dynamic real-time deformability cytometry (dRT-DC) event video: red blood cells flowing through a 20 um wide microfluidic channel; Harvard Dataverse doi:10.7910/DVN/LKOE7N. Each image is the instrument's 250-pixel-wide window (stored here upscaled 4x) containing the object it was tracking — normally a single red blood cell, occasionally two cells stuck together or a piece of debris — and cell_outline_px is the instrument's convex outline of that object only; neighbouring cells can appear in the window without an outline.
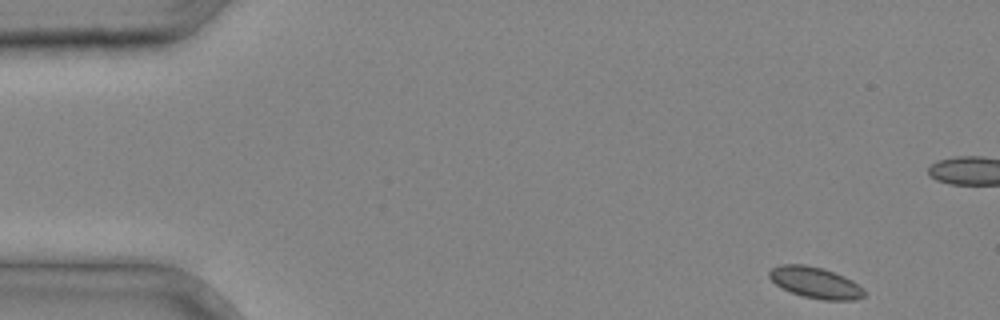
{"species": "common noctule bat (a hibernating species)", "species_latin": "Nyctalus noctula", "temperature_condition": "cold", "stored_images_in_passage": 30, "camera_frame_rate_fps": 3000, "um_per_image_px": 0.085, "animal": {"sex": "male", "body_mass_g": 20.4}, "frame": {"image": 1, "passage_image": 1, "time_ms": 0.0, "image_size_px": [1000, 320], "cell_outline_px": [[864, 296], [852, 300], [824, 300], [804, 296], [780, 288], [768, 276], [768, 272], [772, 268], [780, 264], [804, 264], [824, 268], [844, 276], [852, 280], [864, 288]], "centroid_in_image_um": [69.29, 24.01], "position_along_channel_um": 15.7, "area_um2": 17.28}}
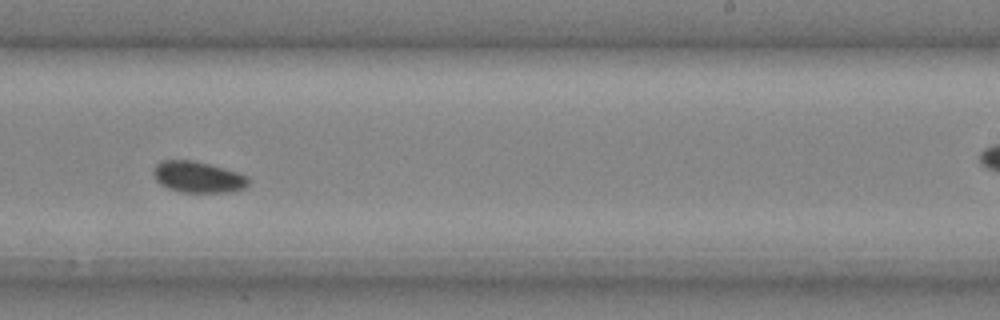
{"frame": {"image": 2, "passage_image": 22, "time_ms": 7.0, "image_size_px": [1000, 320], "cell_outline_px": [[248, 184], [244, 188], [228, 192], [180, 192], [168, 188], [160, 184], [156, 180], [152, 172], [156, 164], [160, 160], [192, 160], [224, 168], [248, 176]], "centroid_in_image_um": [16.79, 15.04], "position_along_channel_um": 272.2, "area_um2": 17.22}}
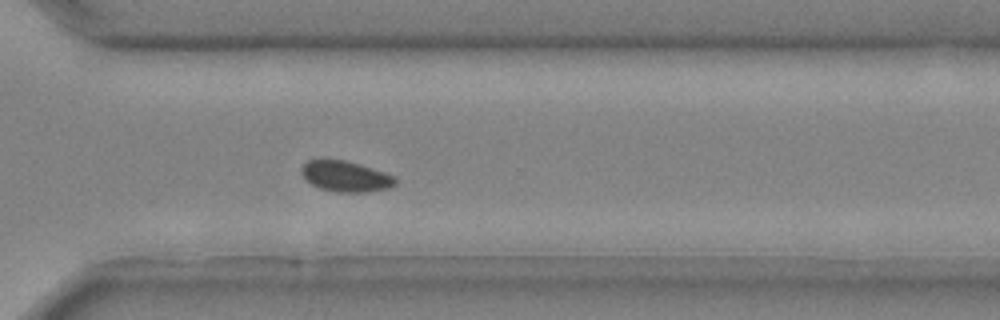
{"frame": {"image": 3, "passage_image": 26, "time_ms": 8.333, "image_size_px": [1000, 320], "cell_outline_px": [[396, 184], [388, 188], [368, 192], [336, 192], [320, 188], [312, 184], [300, 172], [300, 168], [308, 160], [344, 160], [360, 164], [396, 176]], "centroid_in_image_um": [29.4, 14.99], "position_along_channel_um": 341.2, "area_um2": 16.7}}